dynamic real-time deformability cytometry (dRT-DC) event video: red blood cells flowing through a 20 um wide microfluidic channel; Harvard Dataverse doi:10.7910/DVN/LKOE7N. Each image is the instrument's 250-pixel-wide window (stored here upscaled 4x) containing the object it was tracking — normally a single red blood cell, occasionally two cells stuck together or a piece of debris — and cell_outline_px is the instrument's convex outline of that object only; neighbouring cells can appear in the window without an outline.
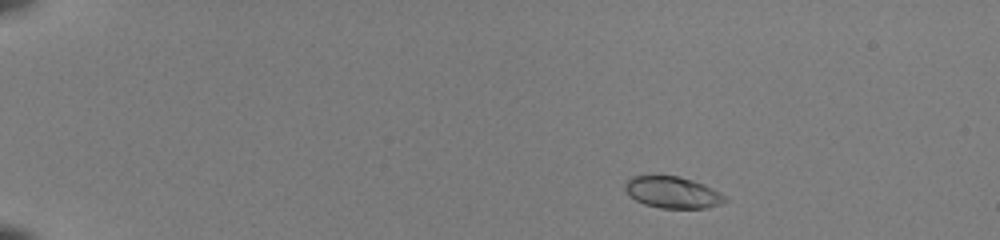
{"species": "common noctule bat (a hibernating species)", "species_latin": "Nyctalus noctula", "temperature_condition": "room temperature", "stored_images_in_passage": 48, "camera_frame_rate_fps": 3000, "um_per_image_px": 0.085, "animal": {"sex": "female", "body_mass_g": 22.0, "forearm_length_mm": 56.7}, "frame": {"image": 1, "passage_image": 5, "time_ms": 1.333, "image_size_px": [1000, 240], "cell_outline_px": [[728, 200], [720, 204], [704, 208], [660, 208], [644, 204], [628, 196], [624, 188], [624, 184], [632, 176], [680, 176], [704, 184], [728, 196]], "centroid_in_image_um": [57.18, 16.35], "position_along_channel_um": 27.8, "area_um2": 18.5}}
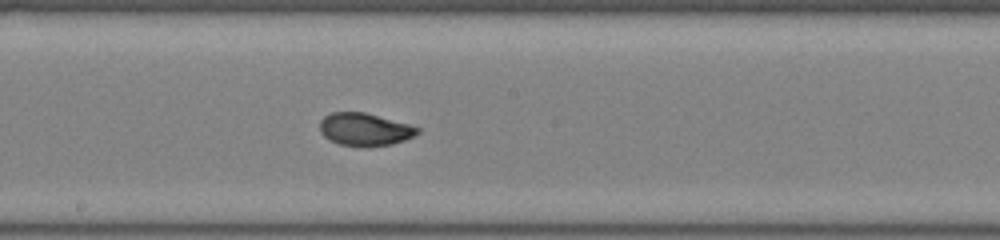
{"frame": {"image": 2, "passage_image": 27, "time_ms": 8.667, "image_size_px": [1000, 240], "cell_outline_px": [[420, 132], [416, 136], [392, 144], [340, 144], [324, 136], [320, 132], [320, 120], [324, 116], [332, 112], [364, 112], [408, 124], [420, 128]], "centroid_in_image_um": [31.01, 10.96], "position_along_channel_um": 217.2, "area_um2": 17.98}}
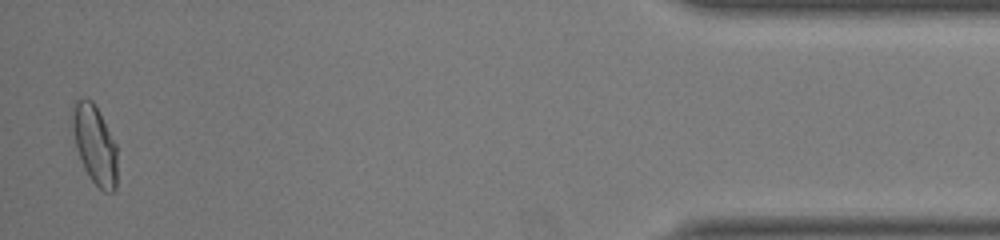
{"frame": {"image": 3, "passage_image": 47, "time_ms": 15.333, "image_size_px": [1000, 240], "cell_outline_px": [[116, 188], [112, 192], [104, 192], [92, 180], [84, 168], [72, 132], [68, 116], [72, 104], [76, 100], [92, 100], [116, 144]], "centroid_in_image_um": [8.01, 12.25], "position_along_channel_um": 427.2, "area_um2": 20.52}, "authors_computed_cell_mechanics": {"area_um2": 18.4382, "velocity_mm_per_s": 4.0727, "shape_relaxation_time_tau1_ms": 3.9842, "shape_relaxation_time_tau2_ms": null, "deformation_change_tau1": 0.1634, "deformation_change_tau2": null}}